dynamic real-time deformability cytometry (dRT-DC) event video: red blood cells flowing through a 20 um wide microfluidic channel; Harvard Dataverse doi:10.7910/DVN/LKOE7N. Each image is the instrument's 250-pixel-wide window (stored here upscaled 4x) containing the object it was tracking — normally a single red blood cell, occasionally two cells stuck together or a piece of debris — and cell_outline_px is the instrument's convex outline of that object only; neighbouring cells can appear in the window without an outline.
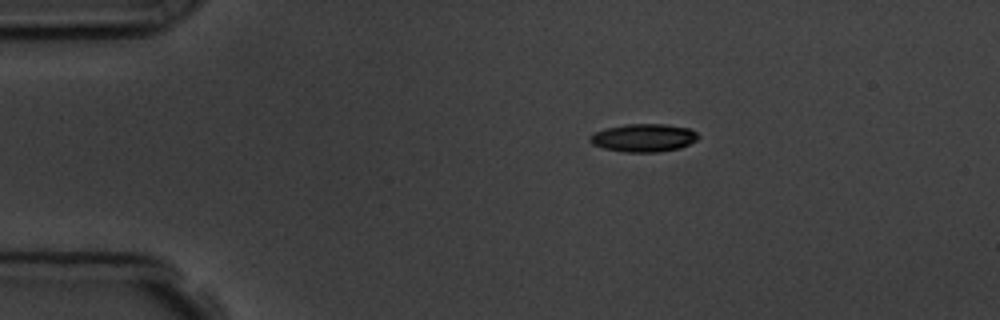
{"species": "common noctule bat (a hibernating species)", "species_latin": "Nyctalus noctula", "temperature_condition": "room temperature", "stored_images_in_passage": 2, "camera_frame_rate_fps": 3000, "um_per_image_px": 0.085, "animal": {"sex": "male", "body_mass_g": 19.5, "forearm_length_mm": 54.6}, "frame": {"image": 1, "passage_image": 1, "time_ms": 0.0, "image_size_px": [1000, 320], "cell_outline_px": [[700, 136], [696, 140], [680, 148], [656, 152], [624, 152], [604, 148], [592, 144], [588, 140], [588, 136], [604, 128], [624, 124], [664, 124], [688, 128], [696, 132]], "centroid_in_image_um": [54.67, 11.71], "position_along_channel_um": 30.3, "area_um2": 17.69}}